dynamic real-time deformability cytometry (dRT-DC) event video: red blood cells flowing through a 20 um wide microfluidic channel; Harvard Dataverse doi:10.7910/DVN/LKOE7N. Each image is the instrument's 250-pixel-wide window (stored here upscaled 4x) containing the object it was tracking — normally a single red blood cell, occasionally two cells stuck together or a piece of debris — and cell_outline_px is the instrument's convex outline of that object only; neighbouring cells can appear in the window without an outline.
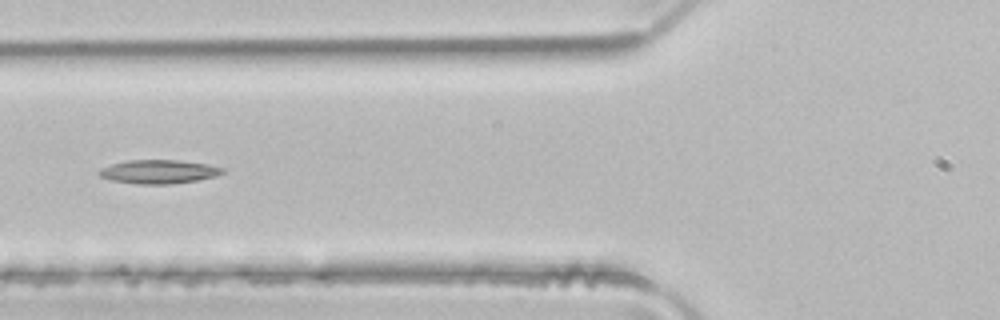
{"species": "common noctule bat (a hibernating species)", "species_latin": "Nyctalus noctula", "temperature_condition": "room temperature", "stored_images_in_passage": 5, "camera_frame_rate_fps": 3000, "um_per_image_px": 0.085, "animal": {"sex": "male", "body_mass_g": 21.5, "forearm_length_mm": 52.0}, "frame": {"image": 1, "passage_image": 5, "time_ms": 1.333, "image_size_px": [1000, 320], "cell_outline_px": [[224, 172], [220, 176], [196, 180], [168, 184], [136, 184], [112, 180], [100, 176], [96, 172], [100, 168], [112, 164], [128, 160], [180, 160], [208, 164], [224, 168]], "centroid_in_image_um": [13.51, 14.59], "position_along_channel_um": 112.3, "area_um2": 17.17}}